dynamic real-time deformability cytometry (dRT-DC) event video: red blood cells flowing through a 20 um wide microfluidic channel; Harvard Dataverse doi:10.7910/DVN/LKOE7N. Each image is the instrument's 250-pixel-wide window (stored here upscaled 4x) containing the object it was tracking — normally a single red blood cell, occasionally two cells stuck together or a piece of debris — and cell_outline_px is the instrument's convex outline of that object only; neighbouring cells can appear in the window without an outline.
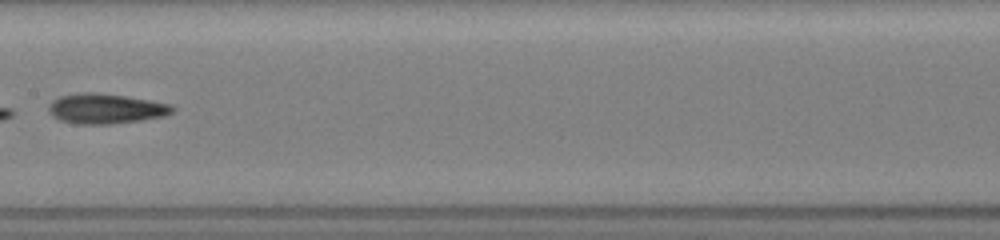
{"species": "common noctule bat (a hibernating species)", "species_latin": "Nyctalus noctula", "temperature_condition": "room temperature", "stored_images_in_passage": 23, "camera_frame_rate_fps": 3000, "um_per_image_px": 0.085, "animal": {"sex": "female", "body_mass_g": 19.5, "forearm_length_mm": 54.1}, "frame": {"image": 1, "passage_image": 10, "time_ms": 8.667, "image_size_px": [1000, 240], "cell_outline_px": [[176, 108], [172, 112], [164, 116], [140, 120], [108, 124], [76, 124], [60, 120], [52, 116], [48, 112], [48, 104], [52, 100], [60, 96], [80, 92], [96, 92], [124, 96], [172, 104]], "centroid_in_image_um": [8.95, 9.23], "position_along_channel_um": 198.5, "area_um2": 21.73}}